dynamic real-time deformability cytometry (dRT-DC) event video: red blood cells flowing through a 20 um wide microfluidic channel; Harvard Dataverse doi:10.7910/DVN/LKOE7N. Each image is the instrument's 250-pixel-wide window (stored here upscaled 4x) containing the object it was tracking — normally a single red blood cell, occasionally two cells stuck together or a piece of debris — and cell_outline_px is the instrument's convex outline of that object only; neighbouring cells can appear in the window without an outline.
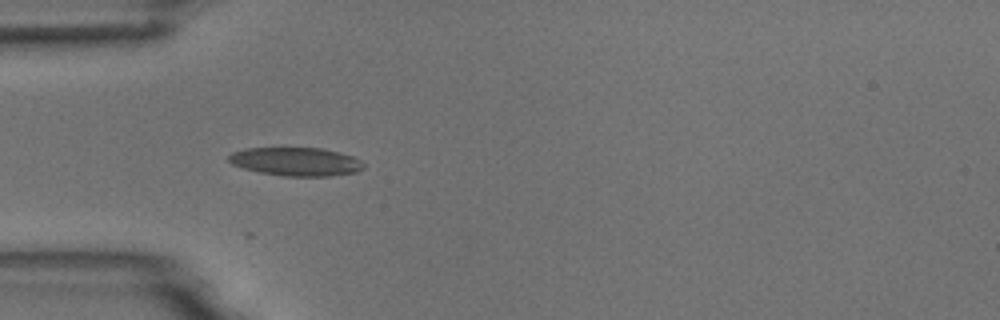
{"species": "common noctule bat (a hibernating species)", "species_latin": "Nyctalus noctula", "temperature_condition": "room temperature", "stored_images_in_passage": 9, "camera_frame_rate_fps": 3000, "um_per_image_px": 0.085, "animal": {"sex": "male", "body_mass_g": 18.8}, "frame": {"image": 1, "passage_image": 1, "time_ms": 0.0, "image_size_px": [1000, 320], "cell_outline_px": [[364, 168], [356, 172], [328, 176], [284, 176], [260, 172], [244, 168], [232, 164], [228, 160], [228, 156], [232, 152], [244, 148], [320, 148], [340, 152], [352, 156], [360, 160], [364, 164]], "centroid_in_image_um": [25.15, 13.73], "position_along_channel_um": 59.8, "area_um2": 22.31}}